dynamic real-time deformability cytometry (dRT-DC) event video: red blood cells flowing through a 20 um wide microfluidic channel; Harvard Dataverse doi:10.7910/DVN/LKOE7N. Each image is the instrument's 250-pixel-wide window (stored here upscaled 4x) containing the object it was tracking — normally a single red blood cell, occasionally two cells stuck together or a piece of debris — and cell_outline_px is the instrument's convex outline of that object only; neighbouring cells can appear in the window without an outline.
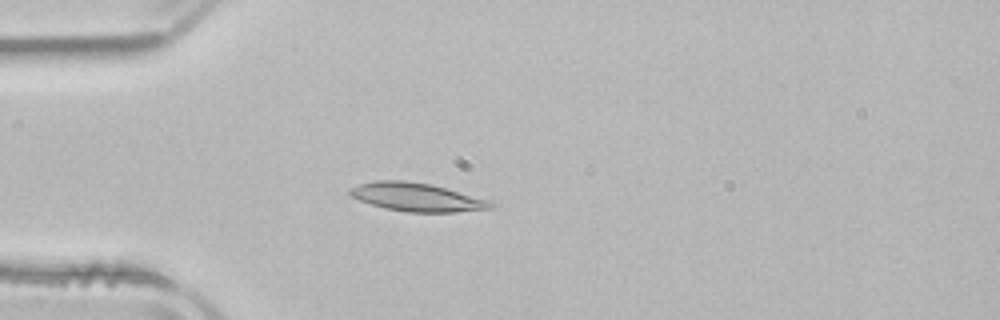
{"species": "common noctule bat (a hibernating species)", "species_latin": "Nyctalus noctula", "temperature_condition": "room temperature", "stored_images_in_passage": 4, "camera_frame_rate_fps": 3000, "um_per_image_px": 0.085, "animal": {"sex": "male", "body_mass_g": 21.5, "forearm_length_mm": 52.0}, "frame": {"image": 1, "passage_image": 4, "time_ms": 4.333, "image_size_px": [1000, 320], "cell_outline_px": [[496, 204], [492, 208], [456, 212], [408, 212], [384, 208], [360, 200], [352, 196], [348, 192], [348, 188], [360, 184], [376, 180], [404, 180], [432, 184], [484, 200]], "centroid_in_image_um": [35.35, 16.75], "position_along_channel_um": 49.6, "area_um2": 22.89}}